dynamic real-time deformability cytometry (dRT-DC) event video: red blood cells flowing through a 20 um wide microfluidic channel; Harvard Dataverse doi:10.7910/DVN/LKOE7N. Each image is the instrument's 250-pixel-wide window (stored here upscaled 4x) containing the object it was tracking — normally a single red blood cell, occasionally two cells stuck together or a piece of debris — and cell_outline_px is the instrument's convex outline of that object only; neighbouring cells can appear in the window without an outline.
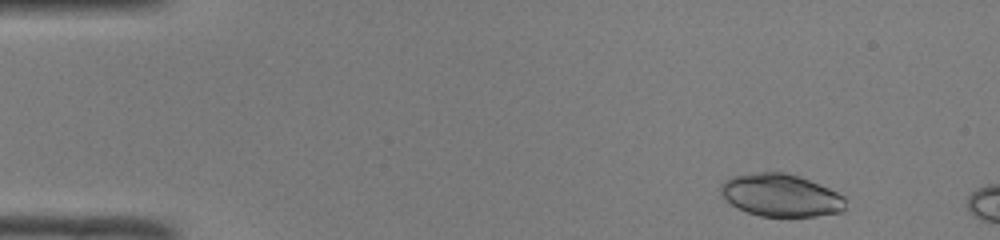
{"species": "common noctule bat (a hibernating species)", "species_latin": "Nyctalus noctula", "temperature_condition": "room temperature", "stored_images_in_passage": 7, "camera_frame_rate_fps": 3000, "um_per_image_px": 0.085, "animal": {"sex": "male", "body_mass_g": 19.0, "forearm_length_mm": 50.8}, "frame": {"image": 1, "passage_image": 2, "time_ms": 0.333, "image_size_px": [1000, 240], "cell_outline_px": [[844, 212], [816, 216], [760, 216], [736, 208], [720, 196], [720, 184], [732, 176], [760, 172], [784, 172], [800, 176], [828, 188], [844, 196]], "centroid_in_image_um": [66.34, 16.6], "position_along_channel_um": 18.7, "area_um2": 31.04}}